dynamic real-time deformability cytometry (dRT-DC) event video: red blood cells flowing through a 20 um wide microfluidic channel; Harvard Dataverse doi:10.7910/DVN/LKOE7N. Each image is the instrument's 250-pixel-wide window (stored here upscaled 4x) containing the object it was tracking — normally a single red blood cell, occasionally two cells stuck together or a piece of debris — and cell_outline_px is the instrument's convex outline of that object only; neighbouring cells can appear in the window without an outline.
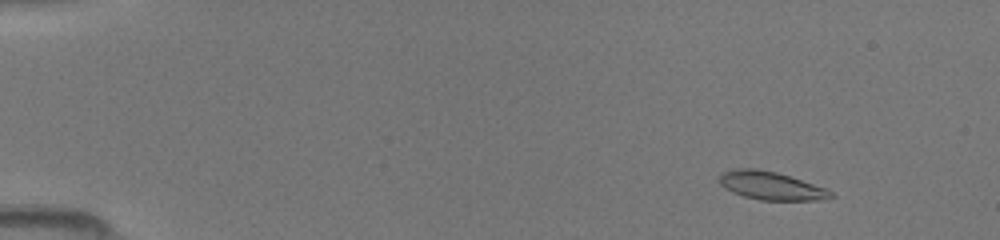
{"species": "common noctule bat (a hibernating species)", "species_latin": "Nyctalus noctula", "temperature_condition": "room temperature", "stored_images_in_passage": 8, "camera_frame_rate_fps": 3000, "um_per_image_px": 0.085, "animal": {"sex": "female", "body_mass_g": 19.5, "forearm_length_mm": 54.1}, "frame": {"image": 1, "passage_image": 2, "time_ms": 0.333, "image_size_px": [1000, 240], "cell_outline_px": [[836, 196], [816, 200], [760, 200], [744, 196], [732, 192], [724, 188], [720, 184], [720, 172], [740, 168], [756, 168], [776, 172], [828, 188]], "centroid_in_image_um": [65.54, 15.78], "position_along_channel_um": 19.5, "area_um2": 18.32}}
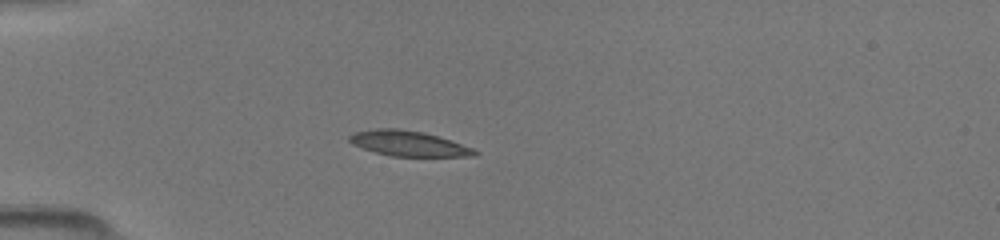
{"frame": {"image": 2, "passage_image": 6, "time_ms": 1.667, "image_size_px": [1000, 240], "cell_outline_px": [[480, 152], [476, 156], [392, 156], [376, 152], [352, 144], [348, 140], [348, 136], [352, 132], [376, 128], [396, 128], [424, 132], [476, 148]], "centroid_in_image_um": [34.74, 12.19], "position_along_channel_um": 50.3, "area_um2": 18.55}}
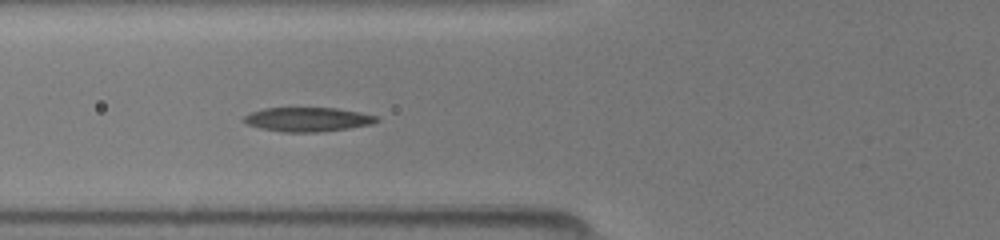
{"frame": {"image": 3, "passage_image": 8, "time_ms": 2.333, "image_size_px": [1000, 240], "cell_outline_px": [[380, 120], [372, 124], [348, 128], [316, 132], [284, 132], [260, 128], [248, 124], [240, 120], [244, 116], [252, 112], [264, 108], [336, 108], [360, 112], [376, 116]], "centroid_in_image_um": [26.14, 10.15], "position_along_channel_um": 99.7, "area_um2": 18.61}}